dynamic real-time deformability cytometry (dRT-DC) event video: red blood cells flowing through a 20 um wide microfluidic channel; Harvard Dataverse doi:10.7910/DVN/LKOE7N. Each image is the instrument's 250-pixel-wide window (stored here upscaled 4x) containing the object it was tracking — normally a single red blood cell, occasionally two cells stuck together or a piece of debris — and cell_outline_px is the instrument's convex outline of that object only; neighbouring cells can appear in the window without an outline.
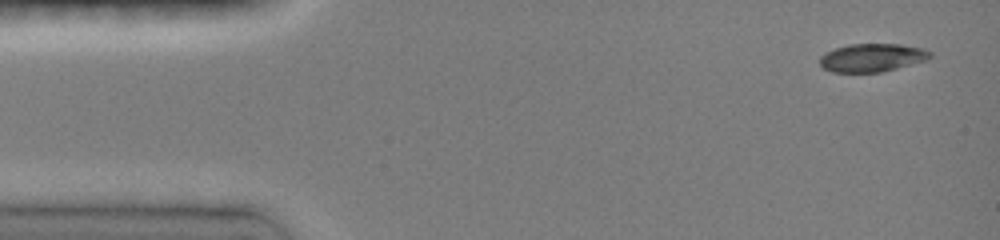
{"species": "common noctule bat (a hibernating species)", "species_latin": "Nyctalus noctula", "temperature_condition": "room temperature", "stored_images_in_passage": 11, "camera_frame_rate_fps": 3000, "um_per_image_px": 0.085, "animal": {"sex": "female", "body_mass_g": 19.0, "forearm_length_mm": 51.5}, "frame": {"image": 1, "passage_image": 1, "time_ms": 0.0, "image_size_px": [1000, 240], "cell_outline_px": [[932, 56], [924, 60], [896, 68], [880, 72], [832, 72], [824, 68], [820, 64], [820, 56], [824, 52], [848, 44], [900, 44], [924, 48], [932, 52]], "centroid_in_image_um": [74.11, 4.89], "position_along_channel_um": 10.9, "area_um2": 18.03}}
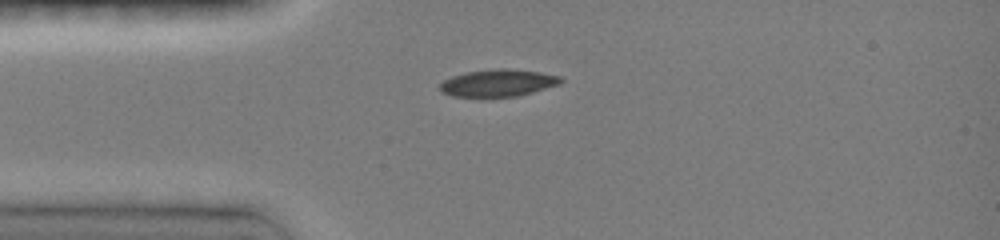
{"frame": {"image": 2, "passage_image": 4, "time_ms": 3.0, "image_size_px": [1000, 240], "cell_outline_px": [[564, 80], [560, 84], [532, 92], [516, 96], [452, 96], [440, 92], [440, 84], [444, 80], [452, 76], [468, 72], [500, 68], [508, 68], [540, 72], [560, 76]], "centroid_in_image_um": [42.35, 7.04], "position_along_channel_um": 42.7, "area_um2": 18.9}}
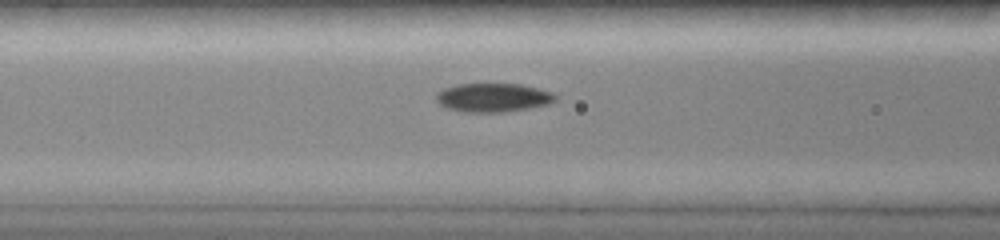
{"frame": {"image": 3, "passage_image": 7, "time_ms": 5.333, "image_size_px": [1000, 240], "cell_outline_px": [[556, 100], [548, 104], [528, 108], [504, 112], [464, 112], [448, 108], [440, 104], [436, 100], [436, 92], [444, 88], [460, 84], [520, 84], [552, 92], [556, 96]], "centroid_in_image_um": [41.9, 8.29], "position_along_channel_um": 124.7, "area_um2": 19.83}}